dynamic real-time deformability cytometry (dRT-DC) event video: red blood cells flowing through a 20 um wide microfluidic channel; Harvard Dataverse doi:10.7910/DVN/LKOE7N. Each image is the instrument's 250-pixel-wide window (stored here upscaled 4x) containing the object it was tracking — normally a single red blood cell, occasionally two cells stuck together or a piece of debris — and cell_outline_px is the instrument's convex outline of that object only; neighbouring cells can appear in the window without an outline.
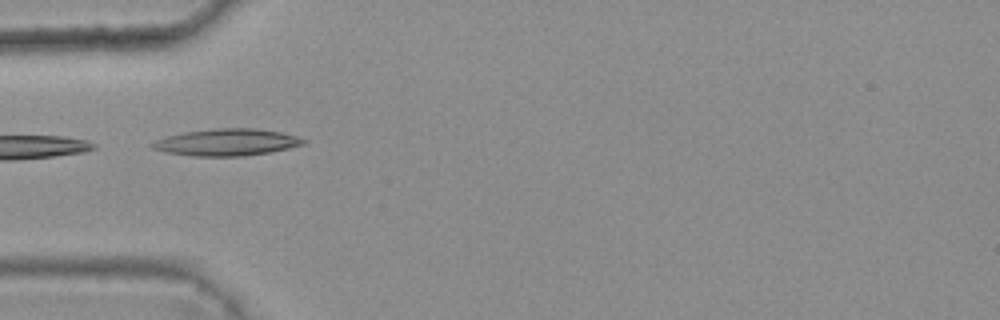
{"species": "common noctule bat (a hibernating species)", "species_latin": "Nyctalus noctula", "temperature_condition": "warm", "stored_images_in_passage": 6, "camera_frame_rate_fps": 3000, "um_per_image_px": 0.085, "animal": {"sex": "female", "body_mass_g": 25.1}, "frame": {"image": 1, "passage_image": 5, "time_ms": 1.333, "image_size_px": [1000, 320], "cell_outline_px": [[308, 140], [304, 144], [272, 152], [244, 156], [192, 156], [168, 152], [152, 148], [148, 144], [156, 140], [168, 136], [184, 132], [216, 128], [256, 128], [280, 132], [296, 136]], "centroid_in_image_um": [19.29, 12.09], "position_along_channel_um": 65.7, "area_um2": 23.64}}
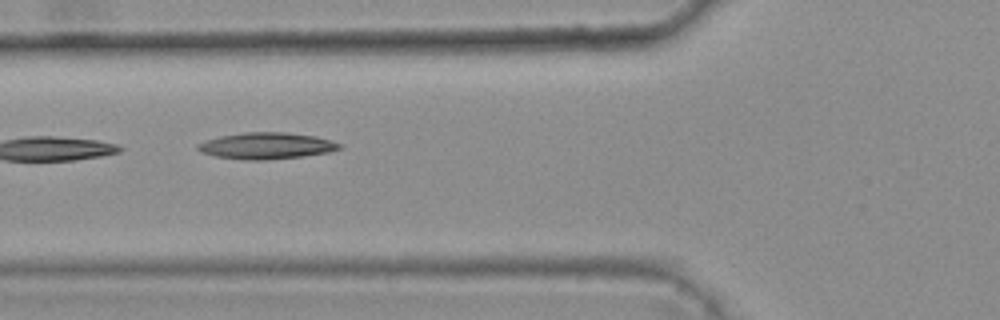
{"frame": {"image": 2, "passage_image": 6, "time_ms": 1.667, "image_size_px": [1000, 320], "cell_outline_px": [[344, 144], [340, 148], [328, 152], [304, 156], [268, 160], [244, 160], [216, 156], [200, 152], [196, 148], [196, 144], [220, 136], [244, 132], [284, 132], [316, 136]], "centroid_in_image_um": [22.65, 12.39], "position_along_channel_um": 103.1, "area_um2": 21.91}}